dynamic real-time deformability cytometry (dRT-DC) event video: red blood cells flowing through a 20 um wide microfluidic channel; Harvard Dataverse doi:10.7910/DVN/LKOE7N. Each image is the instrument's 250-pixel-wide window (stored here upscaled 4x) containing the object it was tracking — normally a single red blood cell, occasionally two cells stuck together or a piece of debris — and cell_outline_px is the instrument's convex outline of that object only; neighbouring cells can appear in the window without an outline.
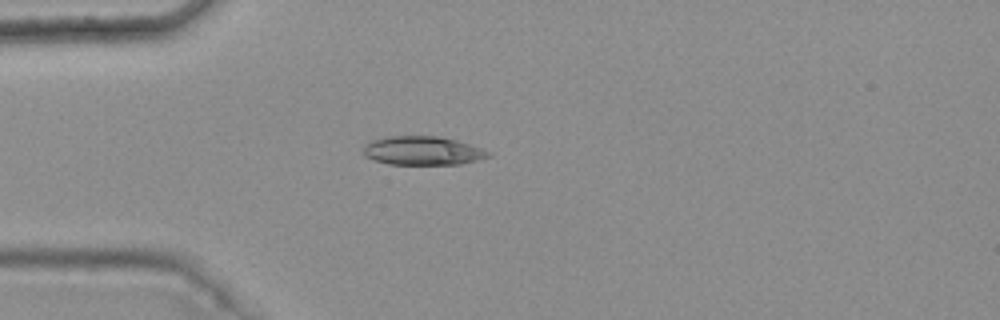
{"species": "common noctule bat (a hibernating species)", "species_latin": "Nyctalus noctula", "temperature_condition": "warm", "stored_images_in_passage": 3, "camera_frame_rate_fps": 3000, "um_per_image_px": 0.085, "animal": {"sex": "female", "body_mass_g": 25.1}, "frame": {"image": 1, "passage_image": 3, "time_ms": 0.667, "image_size_px": [1000, 320], "cell_outline_px": [[492, 156], [460, 164], [388, 164], [372, 160], [364, 156], [360, 152], [364, 144], [372, 140], [388, 136], [440, 136], [456, 140], [492, 152]], "centroid_in_image_um": [35.86, 12.81], "position_along_channel_um": 49.1, "area_um2": 21.15}}